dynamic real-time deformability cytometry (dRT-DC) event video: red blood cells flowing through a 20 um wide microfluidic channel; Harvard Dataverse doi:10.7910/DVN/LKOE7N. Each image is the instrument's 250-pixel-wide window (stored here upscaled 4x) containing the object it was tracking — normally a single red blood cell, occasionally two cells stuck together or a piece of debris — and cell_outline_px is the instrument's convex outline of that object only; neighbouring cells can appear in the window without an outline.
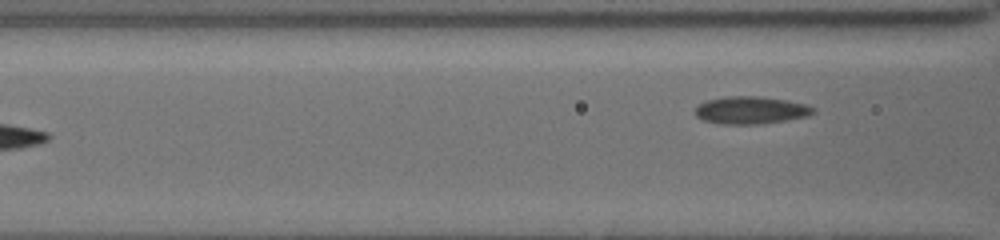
{"species": "common noctule bat (a hibernating species)", "species_latin": "Nyctalus noctula", "temperature_condition": "cold", "stored_images_in_passage": 11, "segment_of_instrument_passage": [2, 2], "camera_frame_rate_fps": 3000, "um_per_image_px": 0.085, "animal": {"sex": "female", "body_mass_g": 19.5, "forearm_length_mm": 54.1}, "frame": {"image": 1, "passage_image": 11, "time_ms": 9.0, "image_size_px": [1000, 240], "cell_outline_px": [[816, 108], [808, 116], [760, 124], [720, 124], [704, 120], [696, 116], [692, 112], [700, 104], [708, 100], [724, 96], [760, 96], [788, 100], [804, 104]], "centroid_in_image_um": [63.78, 9.36], "position_along_channel_um": 102.8, "area_um2": 18.9}}